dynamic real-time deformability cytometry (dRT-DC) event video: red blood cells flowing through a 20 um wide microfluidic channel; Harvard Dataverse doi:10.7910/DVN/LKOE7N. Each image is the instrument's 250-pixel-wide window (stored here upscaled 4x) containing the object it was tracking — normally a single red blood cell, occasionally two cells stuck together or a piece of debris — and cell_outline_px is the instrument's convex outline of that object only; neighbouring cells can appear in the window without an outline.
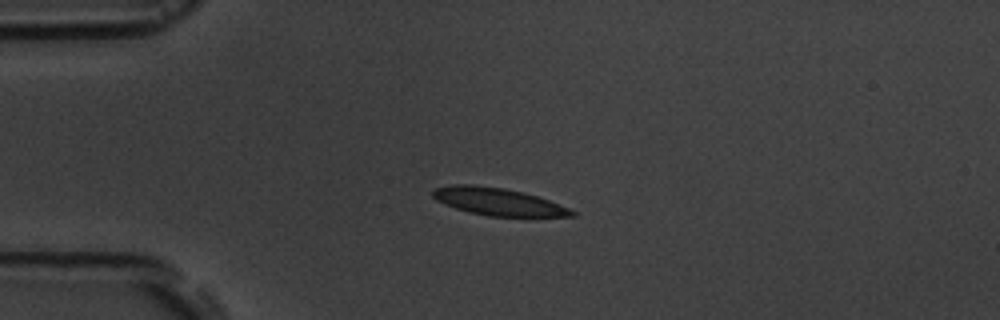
{"species": "common noctule bat (a hibernating species)", "species_latin": "Nyctalus noctula", "temperature_condition": "room temperature", "stored_images_in_passage": 10, "camera_frame_rate_fps": 3000, "um_per_image_px": 0.085, "animal": {"sex": "male", "body_mass_g": 19.5, "forearm_length_mm": 54.6}, "frame": {"image": 1, "passage_image": 5, "time_ms": 4.333, "image_size_px": [1000, 320], "cell_outline_px": [[576, 216], [488, 216], [468, 212], [444, 204], [436, 200], [432, 196], [432, 192], [436, 188], [452, 184], [472, 184], [504, 188], [524, 192], [548, 200], [568, 208], [576, 212]], "centroid_in_image_um": [42.3, 17.13], "position_along_channel_um": 42.7, "area_um2": 22.08}}
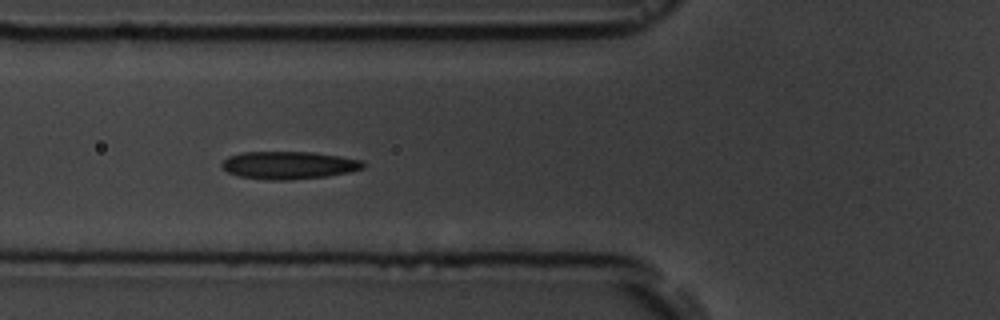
{"frame": {"image": 2, "passage_image": 7, "time_ms": 6.667, "image_size_px": [1000, 320], "cell_outline_px": [[368, 164], [364, 168], [348, 172], [328, 176], [288, 180], [272, 180], [240, 176], [228, 172], [220, 164], [228, 156], [240, 152], [312, 152], [340, 156], [364, 160]], "centroid_in_image_um": [24.6, 14.03], "position_along_channel_um": 101.2, "area_um2": 22.89}}
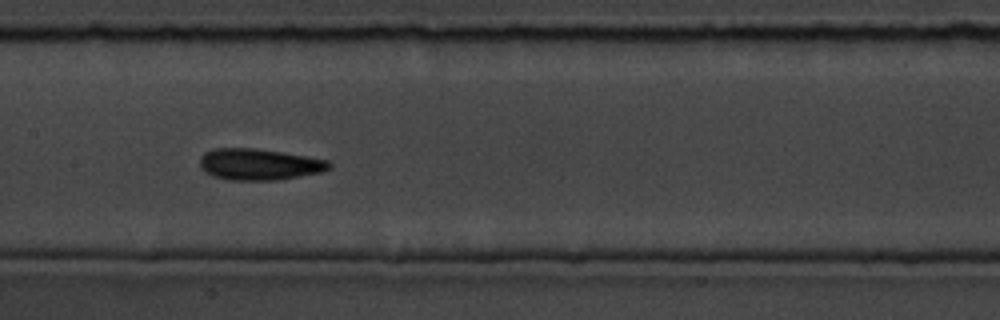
{"frame": {"image": 3, "passage_image": 9, "time_ms": 9.0, "image_size_px": [1000, 320], "cell_outline_px": [[332, 164], [328, 168], [320, 172], [280, 180], [228, 180], [212, 176], [204, 172], [200, 168], [200, 156], [204, 152], [212, 148], [252, 148], [284, 152], [308, 156], [328, 160]], "centroid_in_image_um": [21.98, 13.97], "position_along_channel_um": 185.4, "area_um2": 23.87}}